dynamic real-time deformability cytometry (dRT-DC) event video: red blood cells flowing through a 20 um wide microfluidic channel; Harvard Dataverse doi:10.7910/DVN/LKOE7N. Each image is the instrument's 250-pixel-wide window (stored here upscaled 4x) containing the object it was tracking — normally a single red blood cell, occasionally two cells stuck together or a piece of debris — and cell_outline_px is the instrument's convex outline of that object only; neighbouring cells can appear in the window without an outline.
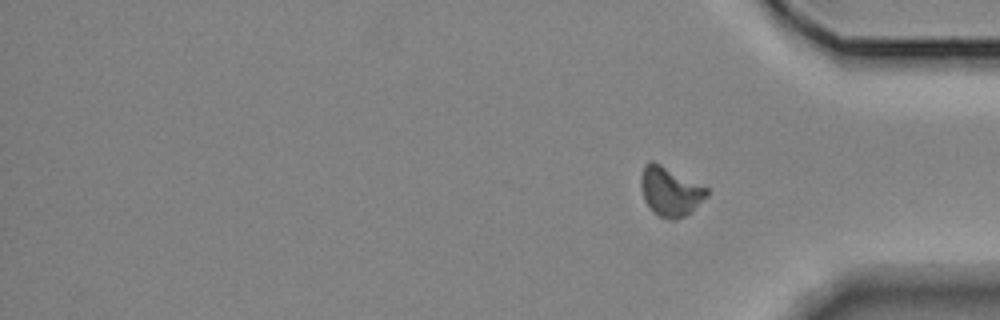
{"species": "Egyptian fruit bat (a non-hibernating species)", "species_latin": "Rousettus aegyptiacus", "temperature_condition": "room temperature", "stored_images_in_passage": 16, "segment_of_instrument_passage": [2, 2], "camera_frame_rate_fps": 3000, "um_per_image_px": 0.085, "animal": {"sex": "female"}, "frame": {"image": 1, "passage_image": 16, "time_ms": 19.0, "image_size_px": [1000, 320], "cell_outline_px": [[708, 196], [684, 216], [676, 220], [672, 220], [660, 216], [644, 200], [640, 184], [640, 180], [644, 164], [652, 160], [708, 188]], "centroid_in_image_um": [56.95, 16.25], "position_along_channel_um": 378.2, "area_um2": 18.44}}